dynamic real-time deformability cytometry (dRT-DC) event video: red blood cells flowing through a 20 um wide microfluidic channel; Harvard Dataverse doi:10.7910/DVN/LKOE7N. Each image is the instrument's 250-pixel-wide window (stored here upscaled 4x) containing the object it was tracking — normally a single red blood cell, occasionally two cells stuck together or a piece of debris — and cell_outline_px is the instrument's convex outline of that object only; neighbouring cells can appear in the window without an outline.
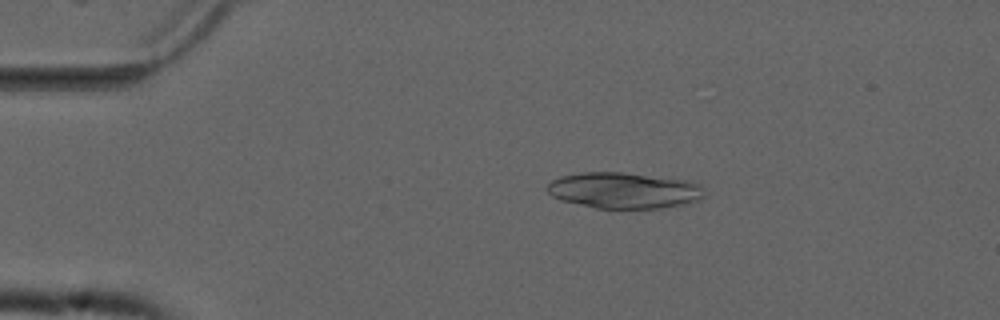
{"species": "common noctule bat (a hibernating species)", "species_latin": "Nyctalus noctula", "temperature_condition": "cold", "stored_images_in_passage": 31, "camera_frame_rate_fps": 3000, "um_per_image_px": 0.085, "animal": {"sex": "male", "forearm_length_mm": 52.5}, "frame": {"image": 1, "passage_image": 3, "time_ms": 0.667, "image_size_px": [1000, 320], "cell_outline_px": [[704, 196], [700, 200], [684, 204], [660, 208], [596, 208], [560, 200], [552, 196], [544, 188], [552, 180], [560, 176], [580, 172], [624, 172], [688, 180], [700, 184], [704, 188]], "centroid_in_image_um": [53.03, 16.17], "position_along_channel_um": 32.0, "area_um2": 33.29}}